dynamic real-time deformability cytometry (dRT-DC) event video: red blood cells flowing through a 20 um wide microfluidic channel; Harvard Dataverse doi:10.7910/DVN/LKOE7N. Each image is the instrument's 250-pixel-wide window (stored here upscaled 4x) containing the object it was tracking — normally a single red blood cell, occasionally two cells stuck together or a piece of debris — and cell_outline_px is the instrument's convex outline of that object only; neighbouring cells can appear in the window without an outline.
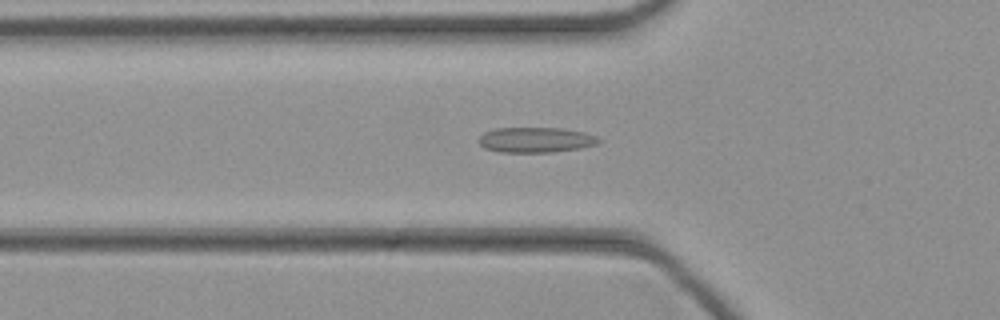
{"species": "common noctule bat (a hibernating species)", "species_latin": "Nyctalus noctula", "temperature_condition": "cold", "stored_images_in_passage": 32, "camera_frame_rate_fps": 3000, "um_per_image_px": 0.085, "animal": {"sex": "female", "body_mass_g": 21.9}, "frame": {"image": 1, "passage_image": 2, "time_ms": 0.333, "image_size_px": [1000, 320], "cell_outline_px": [[600, 140], [596, 144], [580, 148], [552, 152], [500, 152], [484, 148], [480, 144], [480, 136], [484, 132], [496, 128], [564, 128], [584, 132], [596, 136]], "centroid_in_image_um": [45.53, 11.88], "position_along_channel_um": 80.3, "area_um2": 17.57}}
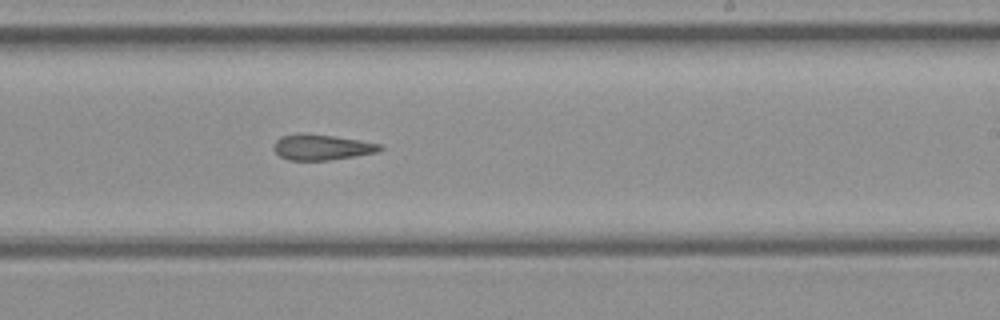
{"frame": {"image": 2, "passage_image": 14, "time_ms": 4.333, "image_size_px": [1000, 320], "cell_outline_px": [[384, 148], [380, 152], [328, 160], [288, 160], [280, 156], [272, 148], [272, 144], [280, 136], [296, 132], [308, 132], [360, 140], [380, 144]], "centroid_in_image_um": [27.31, 12.49], "position_along_channel_um": 261.7, "area_um2": 16.24}}
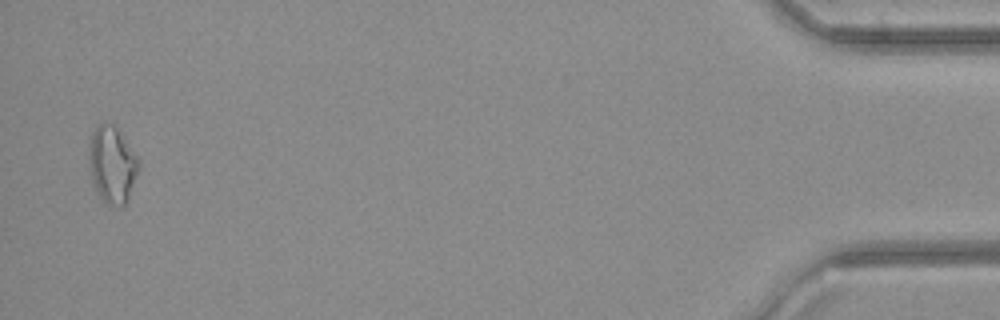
{"frame": {"image": 3, "passage_image": 31, "time_ms": 10.0, "image_size_px": [1000, 320], "cell_outline_px": [[140, 168], [128, 200], [124, 204], [108, 204], [100, 196], [92, 180], [88, 160], [88, 156], [92, 132], [96, 124], [100, 120], [104, 120], [112, 124], [120, 132], [140, 160]], "centroid_in_image_um": [9.54, 13.92], "position_along_channel_um": 425.7, "area_um2": 22.31}}